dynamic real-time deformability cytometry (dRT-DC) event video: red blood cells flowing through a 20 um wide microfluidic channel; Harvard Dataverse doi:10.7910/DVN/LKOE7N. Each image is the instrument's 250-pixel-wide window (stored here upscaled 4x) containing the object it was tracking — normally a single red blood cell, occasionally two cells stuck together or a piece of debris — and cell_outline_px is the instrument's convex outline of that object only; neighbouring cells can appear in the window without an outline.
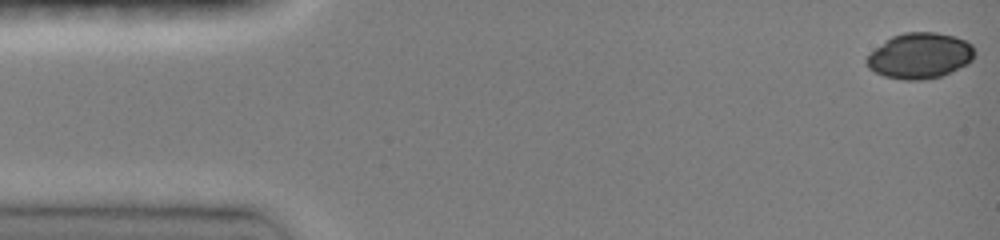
{"species": "common noctule bat (a hibernating species)", "species_latin": "Nyctalus noctula", "temperature_condition": "room temperature", "stored_images_in_passage": 45, "camera_frame_rate_fps": 3000, "um_per_image_px": 0.085, "animal": {"sex": "female", "body_mass_g": 19.0, "forearm_length_mm": 51.5}, "frame": {"image": 1, "passage_image": 1, "time_ms": 0.0, "image_size_px": [1000, 240], "cell_outline_px": [[976, 56], [968, 64], [940, 76], [920, 80], [904, 80], [884, 76], [868, 68], [864, 60], [884, 40], [892, 36], [904, 32], [936, 32], [952, 36], [964, 40], [972, 44], [976, 52]], "centroid_in_image_um": [78.19, 4.73], "position_along_channel_um": 6.8, "area_um2": 28.78}}
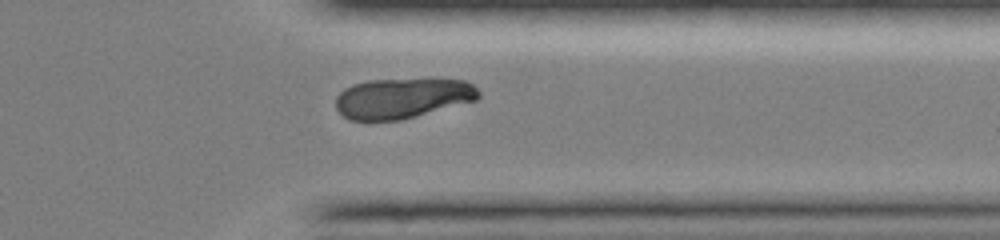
{"frame": {"image": 2, "passage_image": 37, "time_ms": 12.0, "image_size_px": [1000, 240], "cell_outline_px": [[480, 96], [476, 100], [400, 120], [352, 120], [344, 116], [336, 108], [336, 96], [344, 88], [352, 84], [368, 80], [464, 80], [472, 84], [480, 92]], "centroid_in_image_um": [34.17, 8.35], "position_along_channel_um": 377.2, "area_um2": 33.06}}
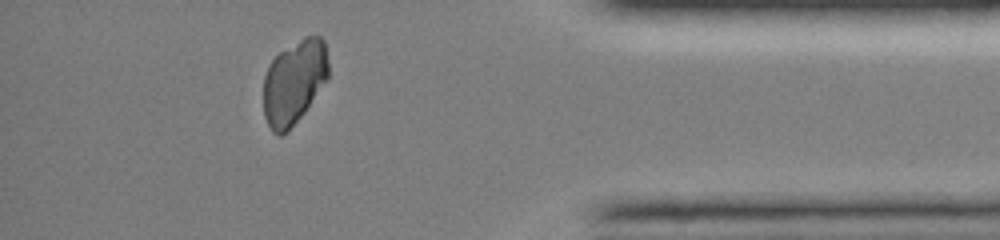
{"frame": {"image": 3, "passage_image": 41, "time_ms": 13.333, "image_size_px": [1000, 240], "cell_outline_px": [[328, 76], [300, 116], [280, 136], [276, 136], [272, 132], [264, 116], [264, 76], [268, 64], [280, 52], [304, 36], [320, 36], [324, 40], [328, 60]], "centroid_in_image_um": [24.97, 6.94], "position_along_channel_um": 410.2, "area_um2": 31.21}}